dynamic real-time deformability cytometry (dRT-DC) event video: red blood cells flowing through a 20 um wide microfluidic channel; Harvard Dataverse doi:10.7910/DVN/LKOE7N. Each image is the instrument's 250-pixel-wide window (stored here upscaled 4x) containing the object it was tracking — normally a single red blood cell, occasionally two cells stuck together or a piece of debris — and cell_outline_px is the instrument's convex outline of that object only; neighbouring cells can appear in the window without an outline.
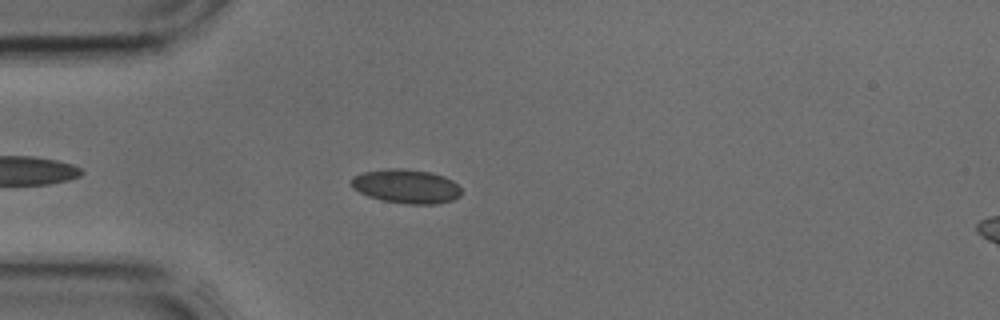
{"species": "common noctule bat (a hibernating species)", "species_latin": "Nyctalus noctula", "temperature_condition": "cold", "stored_images_in_passage": 32, "camera_frame_rate_fps": 3000, "um_per_image_px": 0.085, "animal": {"sex": "male", "body_mass_g": 17.9, "forearm_length_mm": 54.2}, "frame": {"image": 1, "passage_image": 5, "time_ms": 1.333, "image_size_px": [1000, 320], "cell_outline_px": [[460, 196], [452, 200], [436, 204], [408, 204], [384, 200], [368, 196], [352, 188], [352, 176], [364, 172], [384, 168], [400, 168], [432, 172], [444, 176], [452, 180], [460, 188]], "centroid_in_image_um": [34.53, 15.82], "position_along_channel_um": 50.5, "area_um2": 21.79}}